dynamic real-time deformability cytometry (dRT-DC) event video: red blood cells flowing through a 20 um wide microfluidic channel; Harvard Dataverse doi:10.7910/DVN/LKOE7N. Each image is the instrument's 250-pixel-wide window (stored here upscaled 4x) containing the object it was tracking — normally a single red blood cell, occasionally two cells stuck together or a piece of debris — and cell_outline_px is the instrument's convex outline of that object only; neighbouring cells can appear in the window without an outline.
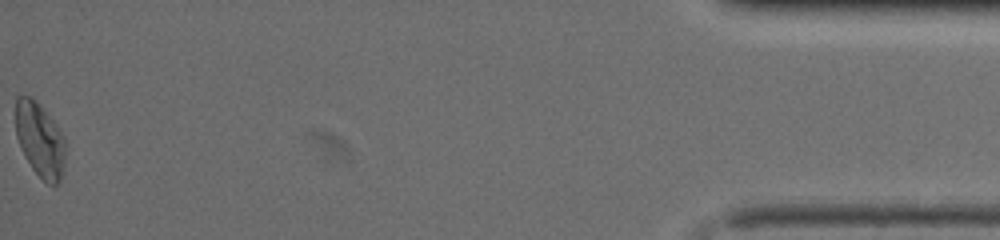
{"species": "common noctule bat (a hibernating species)", "species_latin": "Nyctalus noctula", "temperature_condition": "warm", "stored_images_in_passage": 46, "camera_frame_rate_fps": 3000, "um_per_image_px": 0.085, "animal": {"sex": "female", "body_mass_g": 19.5, "forearm_length_mm": 54.1}, "frame": {"image": 1, "passage_image": 46, "time_ms": 16.667, "image_size_px": [1000, 240], "cell_outline_px": [[64, 164], [60, 180], [56, 184], [48, 184], [32, 168], [24, 156], [16, 136], [16, 96], [32, 96], [40, 104], [56, 124], [64, 136]], "centroid_in_image_um": [3.38, 11.85], "position_along_channel_um": 431.8, "area_um2": 21.44}, "authors_computed_cell_mechanics": {"area_um2": 20.3167, "velocity_mm_per_s": 4.0832, "shape_relaxation_time_tau1_ms": 6.4205, "shape_relaxation_time_tau2_ms": 2.3965, "deformation_change_tau1": 0.1621, "deformation_change_tau2": 0.0869}}